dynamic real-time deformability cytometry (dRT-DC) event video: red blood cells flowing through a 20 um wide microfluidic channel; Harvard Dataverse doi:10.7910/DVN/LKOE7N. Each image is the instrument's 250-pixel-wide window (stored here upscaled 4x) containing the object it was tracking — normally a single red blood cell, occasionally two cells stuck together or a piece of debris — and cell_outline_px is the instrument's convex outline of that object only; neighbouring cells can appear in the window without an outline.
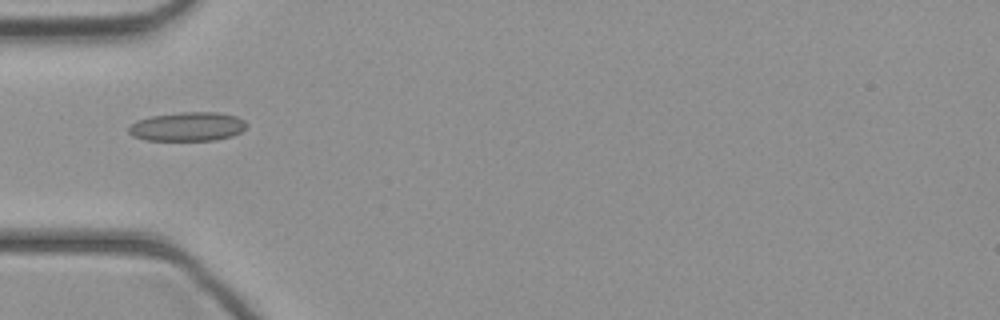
{"species": "common noctule bat (a hibernating species)", "species_latin": "Nyctalus noctula", "temperature_condition": "cold", "stored_images_in_passage": 38, "camera_frame_rate_fps": 3000, "um_per_image_px": 0.085, "animal": {"sex": "female", "body_mass_g": 21.9}, "frame": {"image": 1, "passage_image": 8, "time_ms": 2.333, "image_size_px": [1000, 320], "cell_outline_px": [[248, 124], [240, 132], [232, 136], [216, 140], [144, 140], [132, 136], [128, 132], [128, 128], [136, 120], [152, 116], [180, 112], [220, 112], [236, 116], [244, 120]], "centroid_in_image_um": [15.94, 10.76], "position_along_channel_um": 69.1, "area_um2": 20.0}}
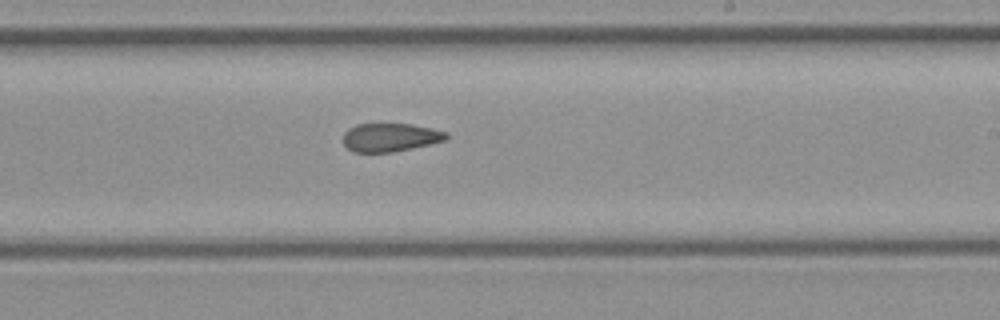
{"frame": {"image": 2, "passage_image": 20, "time_ms": 6.333, "image_size_px": [1000, 320], "cell_outline_px": [[448, 140], [412, 148], [392, 152], [356, 152], [348, 148], [344, 144], [344, 132], [348, 128], [356, 124], [412, 124], [432, 128], [448, 132]], "centroid_in_image_um": [33.21, 11.67], "position_along_channel_um": 255.8, "area_um2": 17.11}}
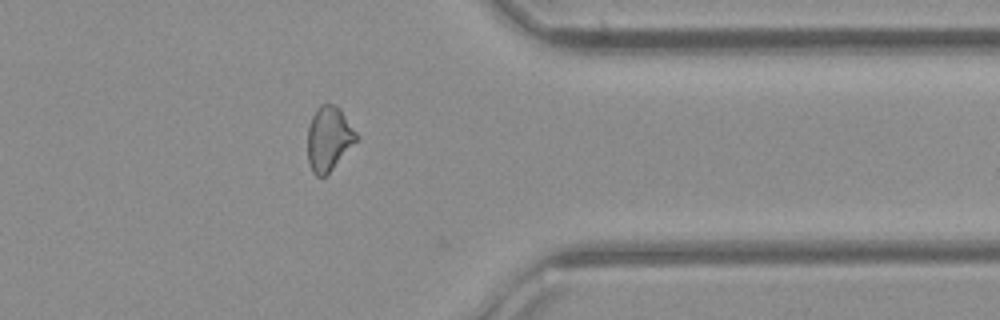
{"frame": {"image": 3, "passage_image": 29, "time_ms": 9.333, "image_size_px": [1000, 320], "cell_outline_px": [[360, 136], [332, 168], [324, 176], [316, 176], [312, 172], [308, 164], [308, 128], [312, 116], [316, 108], [320, 104], [336, 104], [340, 108]], "centroid_in_image_um": [27.94, 11.74], "position_along_channel_um": 383.5, "area_um2": 18.21}}